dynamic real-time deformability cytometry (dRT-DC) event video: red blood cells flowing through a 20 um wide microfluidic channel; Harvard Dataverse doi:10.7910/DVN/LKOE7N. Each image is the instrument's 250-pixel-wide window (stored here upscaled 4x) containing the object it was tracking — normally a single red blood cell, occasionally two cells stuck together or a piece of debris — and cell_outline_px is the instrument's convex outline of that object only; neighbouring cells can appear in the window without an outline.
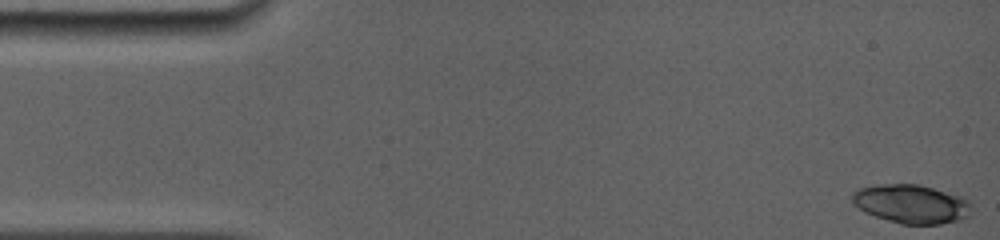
{"species": "common noctule bat (a hibernating species)", "species_latin": "Nyctalus noctula", "temperature_condition": "room temperature", "stored_images_in_passage": 11, "camera_frame_rate_fps": 5000, "um_per_image_px": 0.085, "animal": {"sex": "female", "body_mass_g": 19.0, "forearm_length_mm": 56.7}, "frame": {"image": 1, "passage_image": 1, "time_ms": 0.0, "image_size_px": [1000, 240], "cell_outline_px": [[972, 204], [968, 216], [964, 220], [940, 224], [900, 224], [864, 212], [852, 204], [852, 192], [860, 188], [876, 184], [920, 184], [960, 196], [968, 200]], "centroid_in_image_um": [77.46, 17.33], "position_along_channel_um": 7.5, "area_um2": 27.17}}
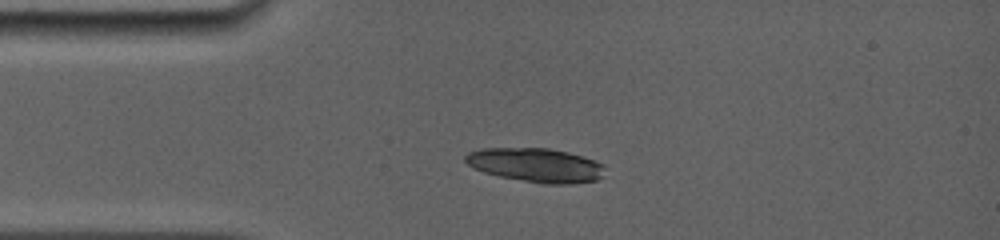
{"frame": {"image": 2, "passage_image": 8, "time_ms": 3.4, "image_size_px": [1000, 240], "cell_outline_px": [[604, 176], [596, 180], [568, 184], [544, 184], [500, 176], [484, 172], [468, 164], [464, 160], [464, 156], [468, 152], [480, 148], [548, 148], [568, 152], [604, 164]], "centroid_in_image_um": [45.55, 14.03], "position_along_channel_um": 39.5, "area_um2": 27.51}}